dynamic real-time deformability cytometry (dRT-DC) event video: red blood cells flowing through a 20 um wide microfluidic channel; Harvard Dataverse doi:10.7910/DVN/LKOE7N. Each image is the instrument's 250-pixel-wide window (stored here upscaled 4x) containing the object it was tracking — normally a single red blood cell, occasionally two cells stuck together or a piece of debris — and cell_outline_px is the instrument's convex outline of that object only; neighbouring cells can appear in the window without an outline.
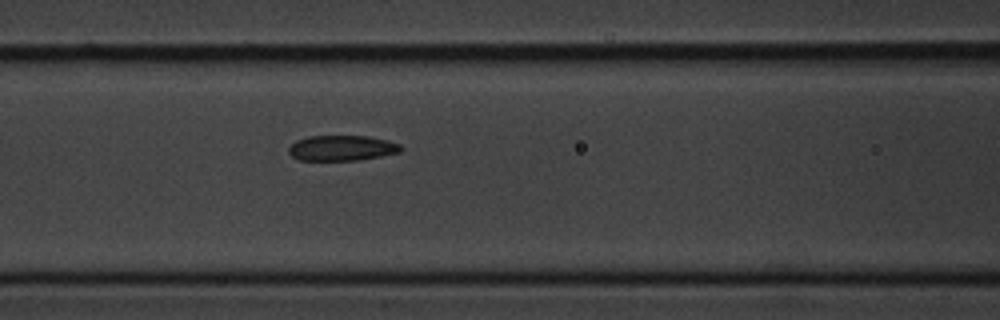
{"species": "common noctule bat (a hibernating species)", "species_latin": "Nyctalus noctula", "temperature_condition": "cold", "stored_images_in_passage": 7, "camera_frame_rate_fps": 3000, "um_per_image_px": 0.085, "animal": {"sex": "male", "body_mass_g": 20.1, "forearm_length_mm": 53.5}, "frame": {"image": 1, "passage_image": 7, "time_ms": 7.0, "image_size_px": [1000, 320], "cell_outline_px": [[404, 148], [400, 152], [360, 160], [300, 160], [292, 156], [288, 152], [288, 148], [296, 140], [308, 136], [368, 136], [388, 140], [400, 144]], "centroid_in_image_um": [29.07, 12.58], "position_along_channel_um": 137.5, "area_um2": 16.65}}